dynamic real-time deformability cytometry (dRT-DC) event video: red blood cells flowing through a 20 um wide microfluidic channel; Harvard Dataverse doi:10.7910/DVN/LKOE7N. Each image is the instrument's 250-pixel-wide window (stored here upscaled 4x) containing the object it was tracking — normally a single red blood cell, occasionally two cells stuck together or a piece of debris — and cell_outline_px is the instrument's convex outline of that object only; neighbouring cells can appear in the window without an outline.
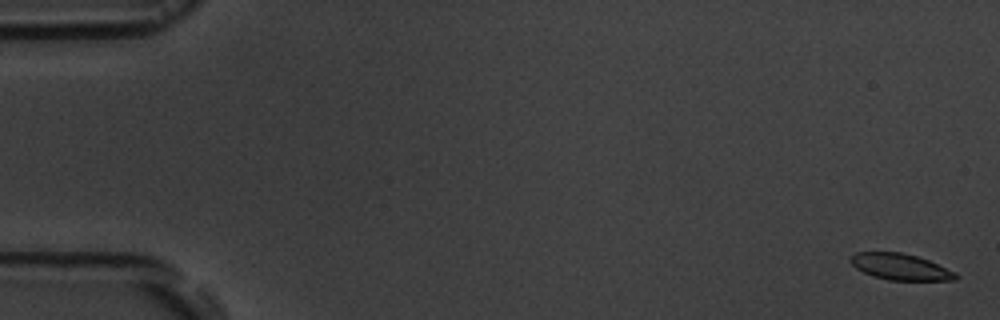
{"species": "common noctule bat (a hibernating species)", "species_latin": "Nyctalus noctula", "temperature_condition": "room temperature", "stored_images_in_passage": 11, "camera_frame_rate_fps": 3000, "um_per_image_px": 0.085, "animal": {"sex": "male", "body_mass_g": 19.5, "forearm_length_mm": 54.6}, "frame": {"image": 1, "passage_image": 1, "time_ms": 0.0, "image_size_px": [1000, 320], "cell_outline_px": [[960, 276], [956, 280], [888, 280], [872, 276], [856, 268], [848, 260], [856, 252], [900, 252], [916, 256], [928, 260], [956, 272]], "centroid_in_image_um": [76.54, 22.68], "position_along_channel_um": 8.5, "area_um2": 16.07}}
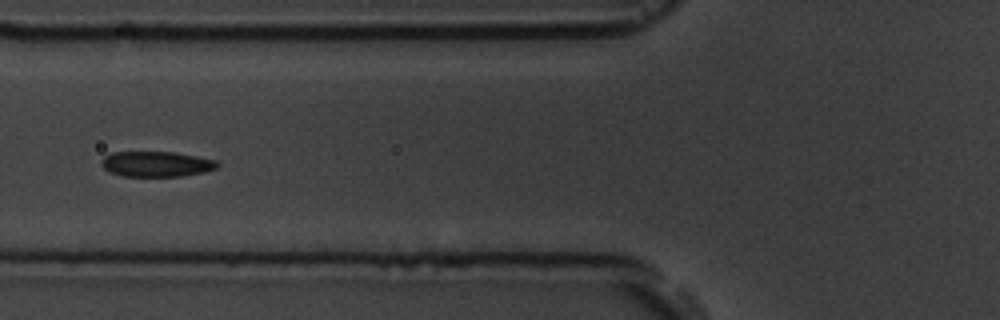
{"frame": {"image": 2, "passage_image": 7, "time_ms": 7.0, "image_size_px": [1000, 320], "cell_outline_px": [[220, 164], [216, 168], [204, 172], [180, 176], [120, 176], [108, 172], [100, 164], [100, 160], [104, 156], [112, 152], [176, 152], [216, 160]], "centroid_in_image_um": [13.25, 13.94], "position_along_channel_um": 112.5, "area_um2": 17.28}}
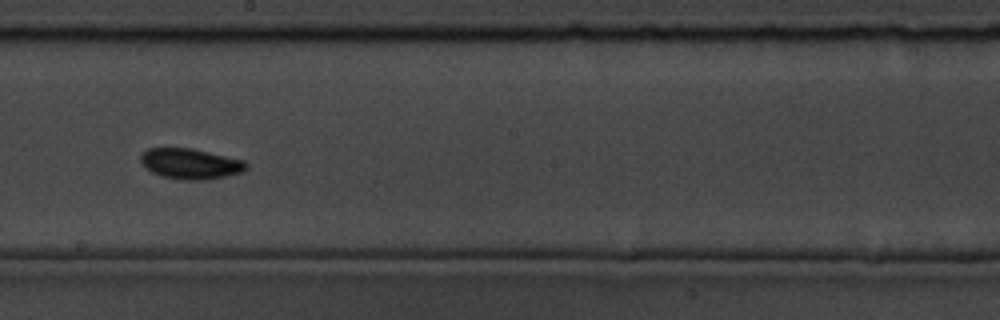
{"frame": {"image": 3, "passage_image": 10, "time_ms": 10.333, "image_size_px": [1000, 320], "cell_outline_px": [[248, 168], [244, 172], [204, 180], [180, 180], [160, 176], [152, 172], [140, 160], [140, 156], [148, 148], [192, 148], [244, 160], [248, 164]], "centroid_in_image_um": [16.22, 13.92], "position_along_channel_um": 232.0, "area_um2": 18.79}}